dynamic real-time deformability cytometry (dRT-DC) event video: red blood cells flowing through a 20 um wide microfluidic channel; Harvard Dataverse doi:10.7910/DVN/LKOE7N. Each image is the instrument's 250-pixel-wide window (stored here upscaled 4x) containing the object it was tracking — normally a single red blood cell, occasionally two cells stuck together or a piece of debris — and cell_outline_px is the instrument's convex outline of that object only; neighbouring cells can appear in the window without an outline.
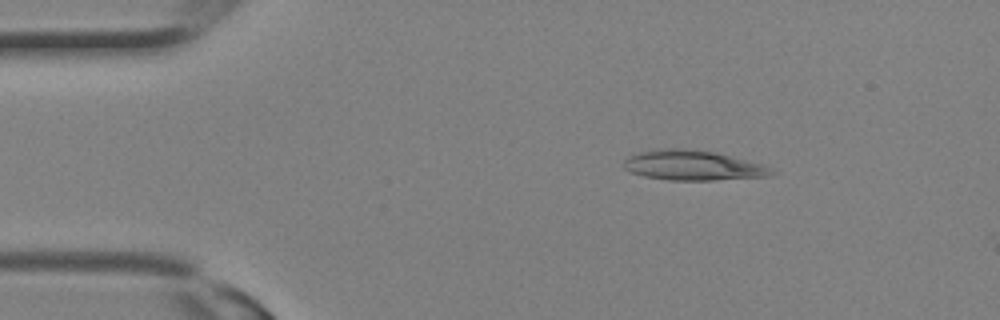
{"species": "Egyptian fruit bat (a non-hibernating species)", "species_latin": "Rousettus aegyptiacus", "temperature_condition": "room temperature", "stored_images_in_passage": 5, "camera_frame_rate_fps": 3000, "um_per_image_px": 0.085, "animal": {"sex": "female"}, "frame": {"image": 1, "passage_image": 1, "time_ms": 0.0, "image_size_px": [1000, 320], "cell_outline_px": [[776, 172], [768, 176], [712, 180], [668, 180], [644, 176], [632, 172], [624, 168], [624, 160], [628, 156], [640, 152], [660, 148], [688, 148], [716, 152], [764, 164], [772, 168]], "centroid_in_image_um": [58.91, 14.05], "position_along_channel_um": 26.1, "area_um2": 25.89}}
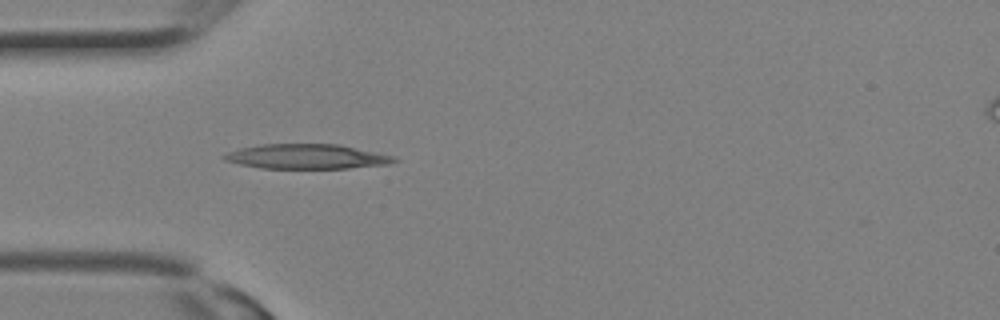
{"frame": {"image": 2, "passage_image": 5, "time_ms": 1.333, "image_size_px": [1000, 320], "cell_outline_px": [[400, 160], [388, 164], [348, 168], [260, 168], [240, 164], [224, 160], [220, 156], [228, 152], [240, 148], [260, 144], [340, 144], [392, 156]], "centroid_in_image_um": [26.03, 13.3], "position_along_channel_um": 59.0, "area_um2": 24.39}}